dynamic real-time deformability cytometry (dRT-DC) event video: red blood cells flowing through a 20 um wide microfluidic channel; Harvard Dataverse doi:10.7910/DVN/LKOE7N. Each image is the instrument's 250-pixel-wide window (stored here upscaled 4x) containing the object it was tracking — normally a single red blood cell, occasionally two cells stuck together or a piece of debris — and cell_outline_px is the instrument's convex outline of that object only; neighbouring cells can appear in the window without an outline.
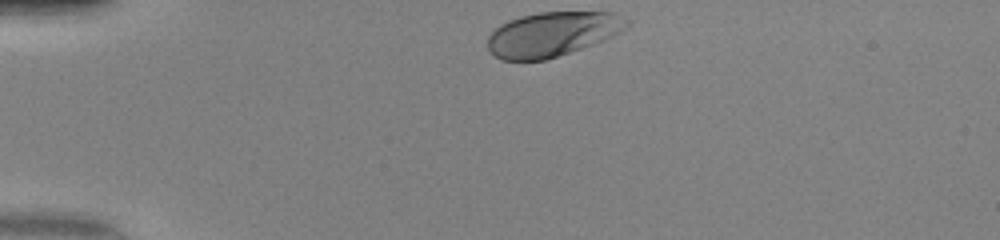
{"species": "human", "species_latin": "Homo sapiens", "temperature_condition": "warm", "stored_images_in_passage": 31, "camera_frame_rate_fps": 3000, "um_per_image_px": 0.085, "donor": {"sex": "female"}, "frame": {"image": 1, "passage_image": 1, "time_ms": 0.0, "image_size_px": [1000, 240], "cell_outline_px": [[632, 24], [620, 32], [604, 40], [544, 60], [500, 60], [488, 52], [488, 36], [500, 24], [508, 20], [520, 16], [540, 12], [612, 12], [632, 20]], "centroid_in_image_um": [46.95, 2.89], "position_along_channel_um": 38.1, "area_um2": 36.18}}
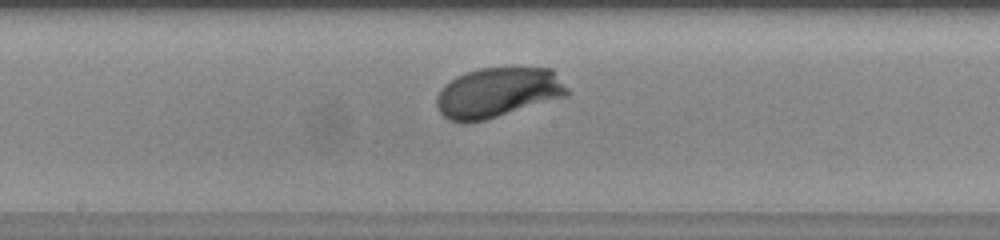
{"frame": {"image": 2, "passage_image": 17, "time_ms": 5.333, "image_size_px": [1000, 240], "cell_outline_px": [[572, 92], [568, 96], [484, 120], [464, 124], [448, 120], [440, 112], [436, 104], [436, 96], [440, 88], [444, 84], [456, 76], [480, 68], [552, 68]], "centroid_in_image_um": [42.31, 7.87], "position_along_channel_um": 205.9, "area_um2": 38.32}}
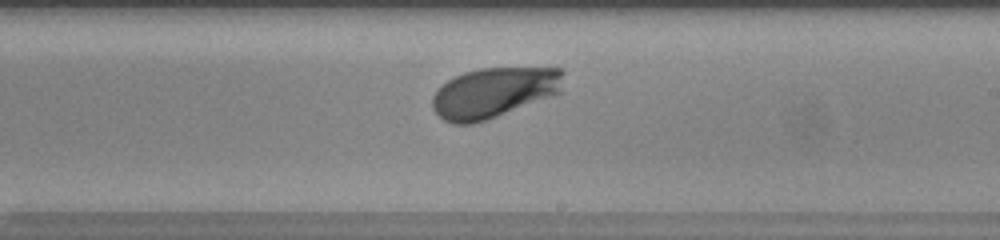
{"frame": {"image": 3, "passage_image": 20, "time_ms": 6.333, "image_size_px": [1000, 240], "cell_outline_px": [[564, 92], [496, 116], [472, 124], [452, 124], [444, 120], [432, 108], [432, 96], [436, 88], [448, 80], [464, 72], [480, 68], [560, 68], [564, 72]], "centroid_in_image_um": [42.0, 7.86], "position_along_channel_um": 247.0, "area_um2": 38.61}, "authors_computed_cell_mechanics": {"area_um2": 37.6278, "velocity_mm_per_s": 4.133, "shape_relaxation_time_tau1_ms": 1.2411, "shape_relaxation_time_tau2_ms": null, "deformation_change_tau1": 0.13, "deformation_change_tau2": null}}